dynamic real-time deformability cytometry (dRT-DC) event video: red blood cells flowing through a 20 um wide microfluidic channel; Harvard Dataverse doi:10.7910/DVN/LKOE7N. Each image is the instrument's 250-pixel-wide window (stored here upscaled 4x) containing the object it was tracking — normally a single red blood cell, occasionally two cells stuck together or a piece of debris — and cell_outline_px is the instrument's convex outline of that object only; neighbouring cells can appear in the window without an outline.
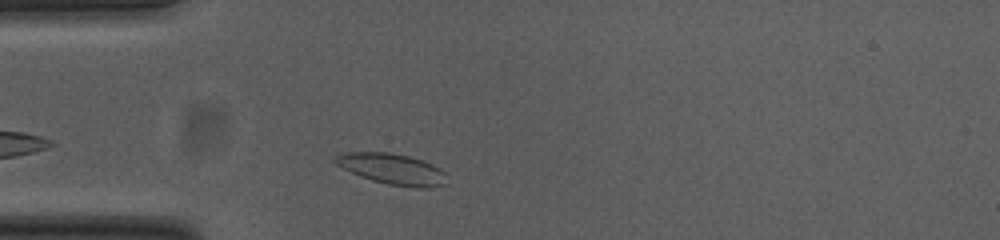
{"species": "common noctule bat (a hibernating species)", "species_latin": "Nyctalus noctula", "temperature_condition": "cold", "stored_images_in_passage": 30, "camera_frame_rate_fps": 3000, "um_per_image_px": 0.085, "animal": {"sex": "female", "body_mass_g": 23.0, "forearm_length_mm": 53.4}, "frame": {"image": 1, "passage_image": 3, "time_ms": 0.667, "image_size_px": [1000, 240], "cell_outline_px": [[444, 184], [432, 188], [416, 188], [388, 184], [372, 180], [360, 176], [336, 164], [332, 160], [332, 156], [344, 152], [388, 152], [408, 156], [432, 164], [440, 168], [444, 172]], "centroid_in_image_um": [33.29, 14.36], "position_along_channel_um": 51.7, "area_um2": 19.94}}
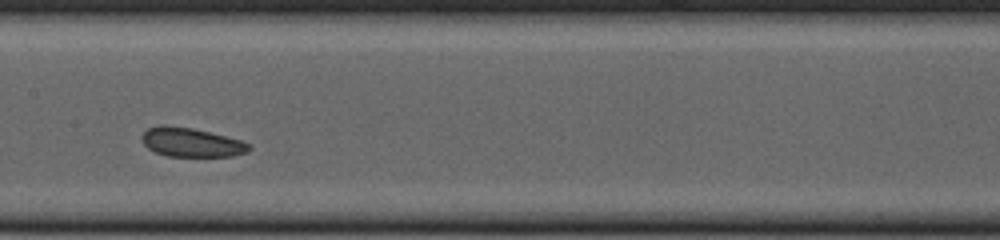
{"frame": {"image": 2, "passage_image": 15, "time_ms": 4.667, "image_size_px": [1000, 240], "cell_outline_px": [[252, 148], [248, 152], [232, 156], [168, 156], [156, 152], [148, 148], [144, 144], [140, 136], [148, 128], [160, 124], [164, 124], [192, 128], [240, 140], [252, 144]], "centroid_in_image_um": [16.26, 12.09], "position_along_channel_um": 191.1, "area_um2": 18.15}}
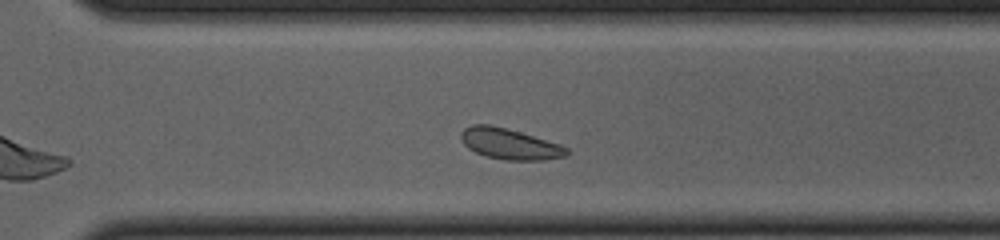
{"frame": {"image": 3, "passage_image": 26, "time_ms": 8.333, "image_size_px": [1000, 240], "cell_outline_px": [[568, 156], [544, 160], [504, 160], [488, 156], [476, 152], [468, 148], [464, 144], [460, 136], [460, 132], [464, 128], [472, 124], [488, 124], [520, 132], [560, 144], [568, 148]], "centroid_in_image_um": [43.32, 12.23], "position_along_channel_um": 327.3, "area_um2": 18.9}, "authors_computed_cell_mechanics": {"area_um2": 18.6116, "velocity_mm_per_s": 3.7116, "shape_relaxation_time_tau1_ms": null, "shape_relaxation_time_tau2_ms": 1.9961, "deformation_change_tau1": null, "deformation_change_tau2": 0.0843}}